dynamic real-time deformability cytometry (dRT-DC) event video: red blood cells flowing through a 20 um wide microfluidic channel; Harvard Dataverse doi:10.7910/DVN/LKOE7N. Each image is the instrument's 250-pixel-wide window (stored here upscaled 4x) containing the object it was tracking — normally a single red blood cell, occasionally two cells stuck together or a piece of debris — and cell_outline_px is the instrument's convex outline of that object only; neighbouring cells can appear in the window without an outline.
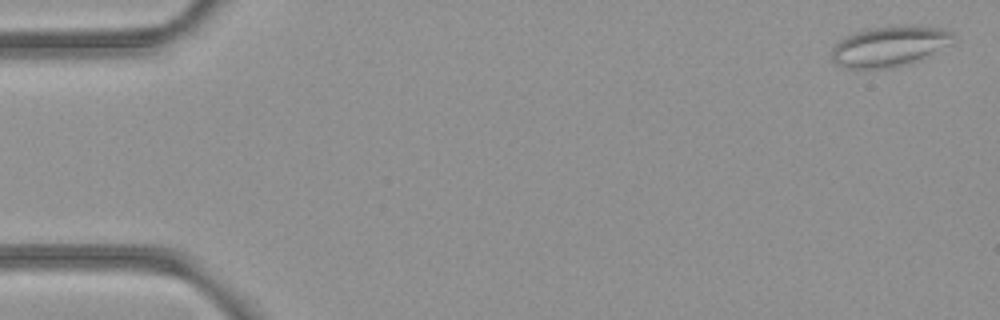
{"species": "common noctule bat (a hibernating species)", "species_latin": "Nyctalus noctula", "temperature_condition": "room temperature", "stored_images_in_passage": 4, "camera_frame_rate_fps": 3000, "um_per_image_px": 0.085, "animal": {"sex": "female", "body_mass_g": 21.9}, "frame": {"image": 1, "passage_image": 1, "time_ms": 0.0, "image_size_px": [1000, 320], "cell_outline_px": [[952, 44], [920, 60], [888, 68], [840, 68], [832, 60], [832, 48], [840, 40], [856, 32], [868, 28], [904, 24], [916, 24], [940, 28], [952, 32]], "centroid_in_image_um": [75.62, 3.91], "position_along_channel_um": 9.4, "area_um2": 28.84}}